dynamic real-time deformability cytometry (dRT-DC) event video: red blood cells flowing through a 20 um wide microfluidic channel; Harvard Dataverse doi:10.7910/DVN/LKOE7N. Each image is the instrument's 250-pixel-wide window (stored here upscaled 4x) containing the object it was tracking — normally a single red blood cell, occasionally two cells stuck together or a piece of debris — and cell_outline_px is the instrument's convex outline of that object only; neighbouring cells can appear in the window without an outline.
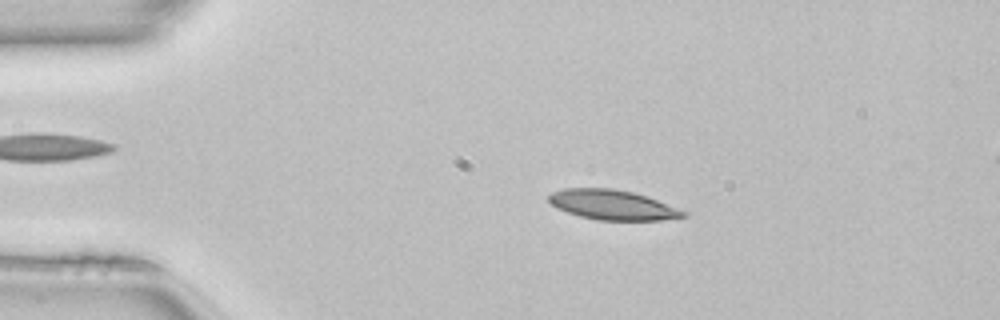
{"species": "common noctule bat (a hibernating species)", "species_latin": "Nyctalus noctula", "temperature_condition": "room temperature", "stored_images_in_passage": 19, "camera_frame_rate_fps": 3000, "um_per_image_px": 0.085, "animal": {"sex": "female", "body_mass_g": 22.7, "forearm_length_mm": 54.2}, "frame": {"image": 1, "passage_image": 9, "time_ms": 2.667, "image_size_px": [1000, 320], "cell_outline_px": [[688, 216], [660, 220], [600, 220], [580, 216], [556, 208], [548, 200], [548, 196], [552, 192], [564, 188], [612, 188], [632, 192], [648, 196], [688, 212]], "centroid_in_image_um": [52.08, 17.41], "position_along_channel_um": 32.9, "area_um2": 23.41}}